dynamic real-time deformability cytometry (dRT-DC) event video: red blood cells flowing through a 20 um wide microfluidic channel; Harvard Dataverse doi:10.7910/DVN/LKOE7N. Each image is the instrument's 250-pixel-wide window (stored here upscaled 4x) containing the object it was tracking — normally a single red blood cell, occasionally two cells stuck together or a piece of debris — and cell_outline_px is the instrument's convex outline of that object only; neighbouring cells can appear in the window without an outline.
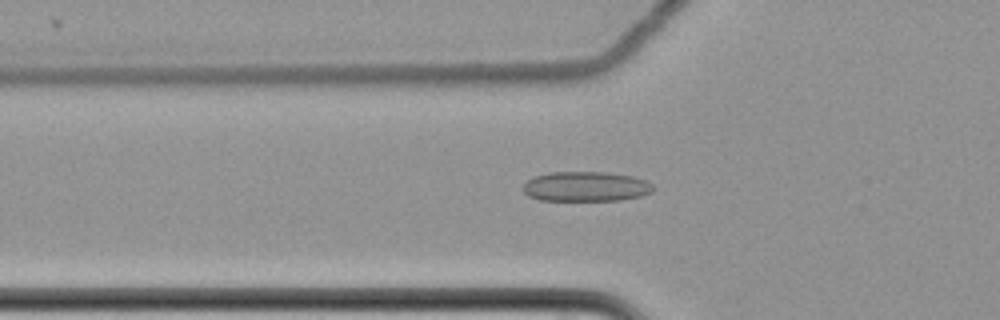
{"species": "common noctule bat (a hibernating species)", "species_latin": "Nyctalus noctula", "temperature_condition": "cold", "stored_images_in_passage": 41, "camera_frame_rate_fps": 3000, "um_per_image_px": 0.085, "animal": {"sex": "female", "body_mass_g": 22.7, "forearm_length_mm": 54.2}, "frame": {"image": 1, "passage_image": 3, "time_ms": 0.667, "image_size_px": [1000, 320], "cell_outline_px": [[652, 192], [640, 196], [620, 200], [540, 200], [528, 196], [524, 192], [524, 184], [532, 176], [548, 172], [604, 172], [632, 176], [644, 180], [652, 184]], "centroid_in_image_um": [49.76, 15.85], "position_along_channel_um": 76.0, "area_um2": 22.54}}
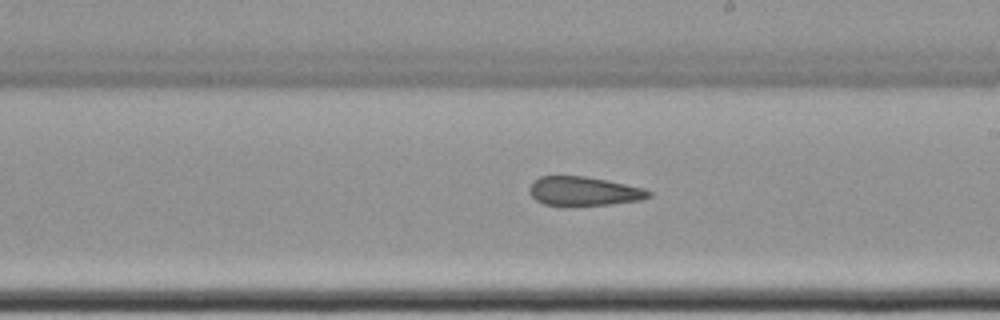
{"frame": {"image": 2, "passage_image": 17, "time_ms": 5.333, "image_size_px": [1000, 320], "cell_outline_px": [[652, 196], [640, 200], [608, 204], [564, 208], [544, 204], [536, 200], [528, 192], [528, 188], [540, 176], [584, 176], [608, 180], [644, 188], [652, 192]], "centroid_in_image_um": [49.6, 16.28], "position_along_channel_um": 239.4, "area_um2": 20.69}}
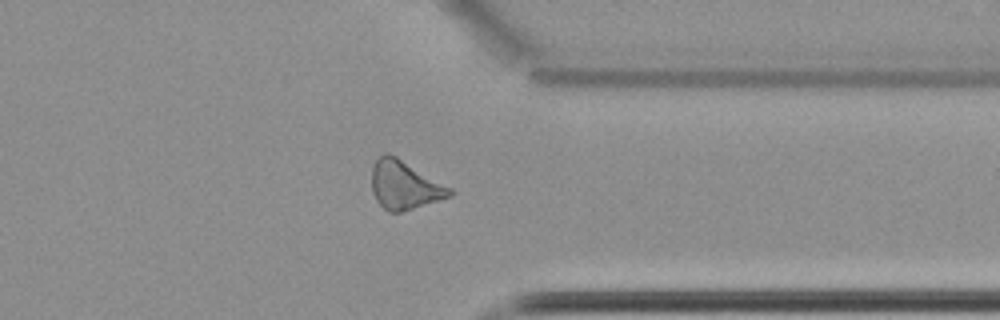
{"frame": {"image": 3, "passage_image": 29, "time_ms": 9.333, "image_size_px": [1000, 320], "cell_outline_px": [[452, 196], [400, 212], [388, 212], [376, 200], [372, 192], [372, 168], [376, 160], [384, 152], [388, 152], [396, 156], [452, 188]], "centroid_in_image_um": [34.37, 15.72], "position_along_channel_um": 377.0, "area_um2": 21.91}, "authors_computed_cell_mechanics": {"area_um2": 21.4438, "velocity_mm_per_s": 3.5067, "shape_relaxation_time_tau1_ms": null, "shape_relaxation_time_tau2_ms": 11.3593, "deformation_change_tau1": null, "deformation_change_tau2": 0.2119}}